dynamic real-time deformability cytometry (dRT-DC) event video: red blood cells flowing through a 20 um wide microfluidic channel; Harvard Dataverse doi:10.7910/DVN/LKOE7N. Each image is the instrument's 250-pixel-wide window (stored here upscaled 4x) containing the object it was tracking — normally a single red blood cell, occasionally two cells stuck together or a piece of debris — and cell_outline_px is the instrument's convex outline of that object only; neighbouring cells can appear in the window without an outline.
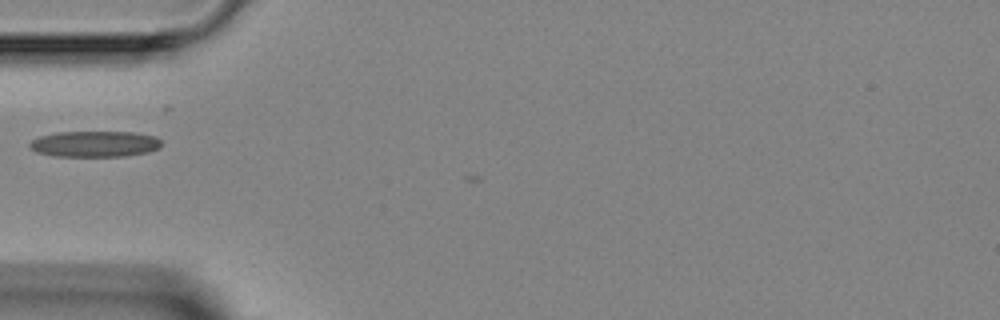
{"species": "Egyptian fruit bat (a non-hibernating species)", "species_latin": "Rousettus aegyptiacus", "temperature_condition": "room temperature", "stored_images_in_passage": 2, "camera_frame_rate_fps": 3000, "um_per_image_px": 0.085, "animal": {"sex": "female"}, "frame": {"image": 1, "passage_image": 1, "time_ms": 0.0, "image_size_px": [1000, 320], "cell_outline_px": [[160, 148], [148, 152], [124, 156], [52, 156], [36, 152], [28, 144], [32, 140], [40, 136], [56, 132], [136, 132], [156, 136], [160, 140]], "centroid_in_image_um": [8.06, 12.23], "position_along_channel_um": 76.9, "area_um2": 20.0}}
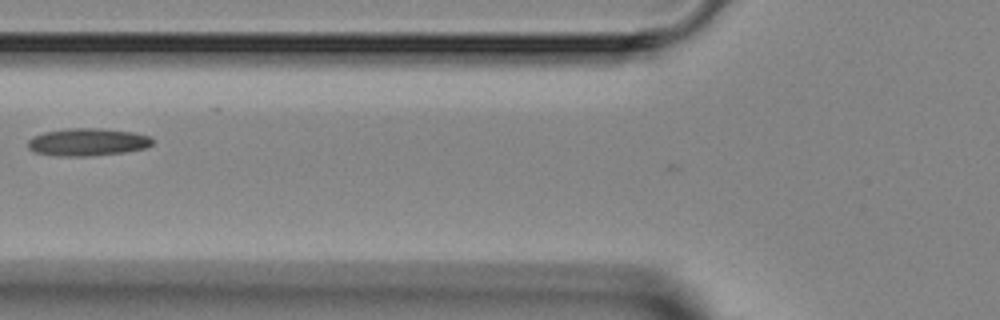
{"frame": {"image": 2, "passage_image": 2, "time_ms": 1.0, "image_size_px": [1000, 320], "cell_outline_px": [[156, 140], [152, 144], [144, 148], [124, 152], [88, 156], [56, 156], [32, 152], [28, 148], [28, 140], [32, 136], [44, 132], [68, 128], [100, 128], [132, 132], [152, 136]], "centroid_in_image_um": [7.43, 12.07], "position_along_channel_um": 118.4, "area_um2": 20.23}}